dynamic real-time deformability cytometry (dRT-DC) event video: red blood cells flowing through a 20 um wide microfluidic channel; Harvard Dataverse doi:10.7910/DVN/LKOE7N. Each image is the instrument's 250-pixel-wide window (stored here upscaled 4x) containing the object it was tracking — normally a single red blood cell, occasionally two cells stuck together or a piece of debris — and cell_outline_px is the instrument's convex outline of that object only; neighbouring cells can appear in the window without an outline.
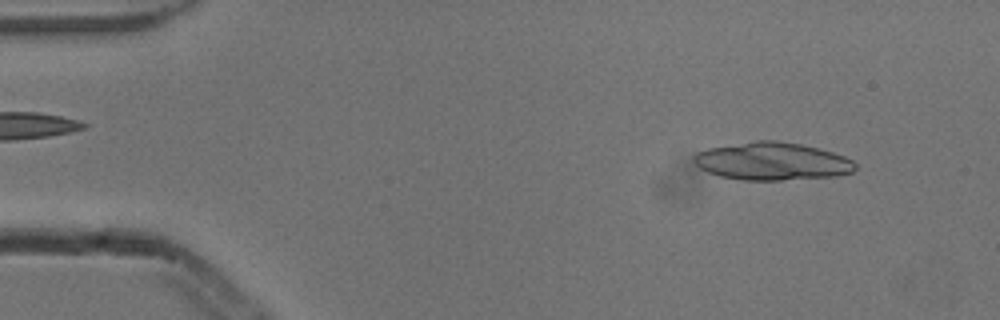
{"species": "common noctule bat (a hibernating species)", "species_latin": "Nyctalus noctula", "temperature_condition": "cold", "stored_images_in_passage": 7, "segment_of_instrument_passage": [1, 2], "camera_frame_rate_fps": 3000, "um_per_image_px": 0.085, "animal": {"sex": "male", "body_mass_g": 13.3}, "frame": {"image": 1, "passage_image": 1, "time_ms": 0.0, "image_size_px": [1000, 320], "cell_outline_px": [[856, 168], [852, 172], [836, 176], [780, 180], [744, 180], [720, 176], [708, 172], [700, 168], [692, 160], [692, 156], [696, 152], [708, 148], [756, 140], [776, 140], [800, 144], [832, 152], [844, 156], [852, 160], [856, 164]], "centroid_in_image_um": [65.61, 13.71], "position_along_channel_um": 19.4, "area_um2": 35.49}}